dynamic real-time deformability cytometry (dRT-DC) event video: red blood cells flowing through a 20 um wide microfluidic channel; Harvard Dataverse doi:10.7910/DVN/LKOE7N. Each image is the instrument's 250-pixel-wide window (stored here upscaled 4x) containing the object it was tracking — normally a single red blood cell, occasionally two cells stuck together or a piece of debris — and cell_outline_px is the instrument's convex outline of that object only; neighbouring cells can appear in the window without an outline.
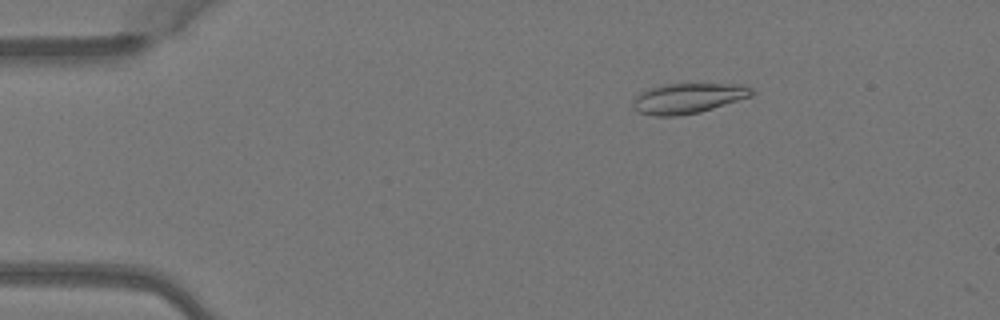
{"species": "Egyptian fruit bat (a non-hibernating species)", "species_latin": "Rousettus aegyptiacus", "temperature_condition": "warm", "stored_images_in_passage": 4, "camera_frame_rate_fps": 3000, "um_per_image_px": 0.085, "animal": {"sex": "female"}, "frame": {"image": 1, "passage_image": 3, "time_ms": 0.667, "image_size_px": [1000, 320], "cell_outline_px": [[752, 96], [700, 112], [676, 116], [652, 116], [636, 112], [632, 108], [632, 104], [636, 96], [640, 92], [648, 88], [660, 84], [744, 84], [752, 88]], "centroid_in_image_um": [58.43, 8.35], "position_along_channel_um": 26.6, "area_um2": 21.1}}